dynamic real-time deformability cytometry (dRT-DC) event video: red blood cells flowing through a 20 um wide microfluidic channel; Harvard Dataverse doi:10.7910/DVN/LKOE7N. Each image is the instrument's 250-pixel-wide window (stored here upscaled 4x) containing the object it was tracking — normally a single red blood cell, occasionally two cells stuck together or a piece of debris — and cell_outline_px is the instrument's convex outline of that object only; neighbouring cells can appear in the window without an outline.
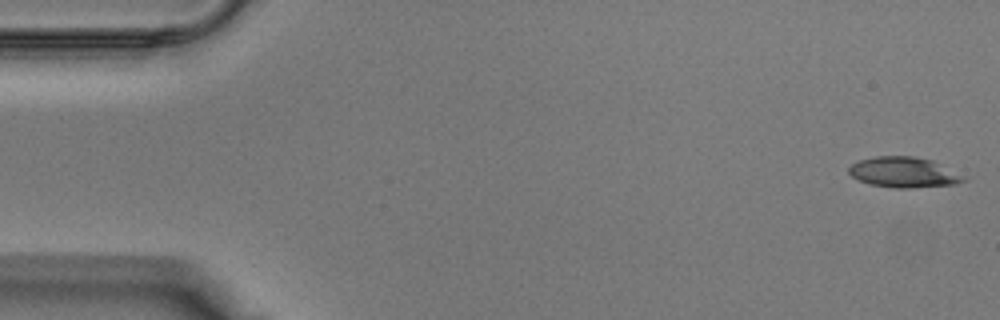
{"species": "Egyptian fruit bat (a non-hibernating species)", "species_latin": "Rousettus aegyptiacus", "temperature_condition": "warm", "stored_images_in_passage": 39, "camera_frame_rate_fps": 3000, "um_per_image_px": 0.085, "animal": {"sex": "male"}, "frame": {"image": 1, "passage_image": 1, "time_ms": 0.0, "image_size_px": [1000, 320], "cell_outline_px": [[968, 180], [956, 184], [908, 188], [896, 188], [872, 184], [860, 180], [852, 176], [848, 172], [848, 168], [856, 160], [876, 156], [912, 156], [932, 160]], "centroid_in_image_um": [76.76, 14.64], "position_along_channel_um": 8.2, "area_um2": 20.0}}
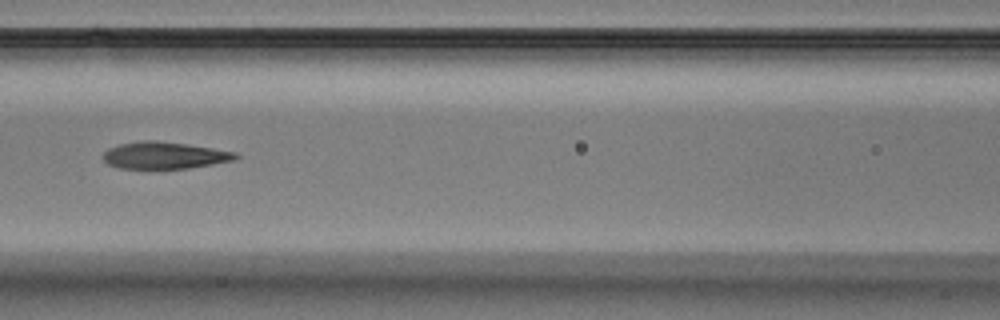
{"frame": {"image": 2, "passage_image": 17, "time_ms": 5.333, "image_size_px": [1000, 320], "cell_outline_px": [[240, 156], [232, 160], [212, 164], [188, 168], [120, 168], [108, 164], [104, 160], [104, 152], [108, 148], [120, 144], [144, 140], [152, 140], [184, 144], [212, 148], [236, 152]], "centroid_in_image_um": [13.96, 13.2], "position_along_channel_um": 152.6, "area_um2": 20.4}}
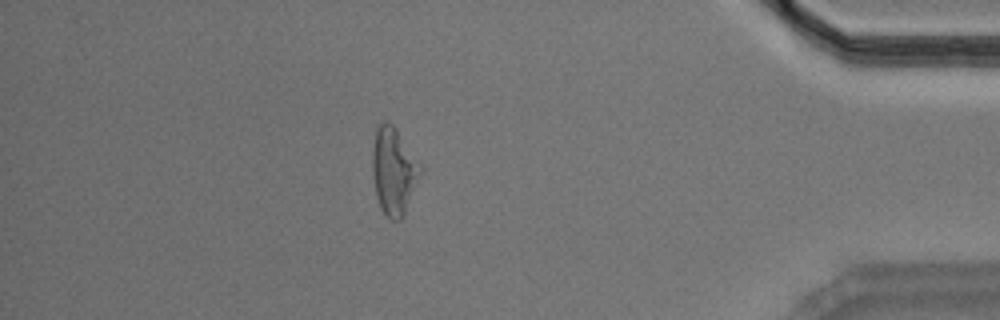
{"frame": {"image": 3, "passage_image": 34, "time_ms": 11.0, "image_size_px": [1000, 320], "cell_outline_px": [[424, 168], [404, 212], [400, 220], [392, 220], [380, 208], [376, 196], [372, 172], [372, 148], [376, 128], [380, 124], [388, 120], [392, 124]], "centroid_in_image_um": [33.46, 14.51], "position_along_channel_um": 401.7, "area_um2": 24.16}}